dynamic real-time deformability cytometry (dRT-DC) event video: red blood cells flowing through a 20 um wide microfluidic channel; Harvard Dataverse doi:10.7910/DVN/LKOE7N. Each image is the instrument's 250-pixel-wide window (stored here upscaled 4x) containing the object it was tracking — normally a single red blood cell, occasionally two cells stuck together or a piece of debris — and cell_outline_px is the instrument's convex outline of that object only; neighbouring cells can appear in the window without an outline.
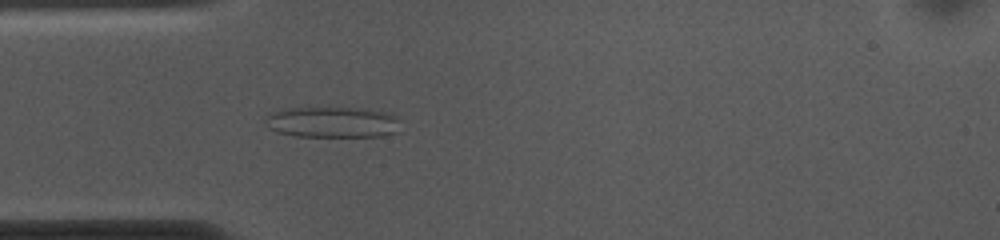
{"species": "common noctule bat (a hibernating species)", "species_latin": "Nyctalus noctula", "temperature_condition": "cold", "stored_images_in_passage": 52, "camera_frame_rate_fps": 3000, "um_per_image_px": 0.085, "animal": {"sex": "female", "body_mass_g": 10.0, "forearm_length_mm": 53.1}, "frame": {"image": 1, "passage_image": 13, "time_ms": 4.0, "image_size_px": [1000, 240], "cell_outline_px": [[400, 132], [384, 136], [296, 136], [276, 132], [268, 128], [264, 120], [264, 116], [272, 112], [292, 108], [364, 108], [392, 112], [396, 116]], "centroid_in_image_um": [28.29, 10.38], "position_along_channel_um": 56.7, "area_um2": 24.62}}
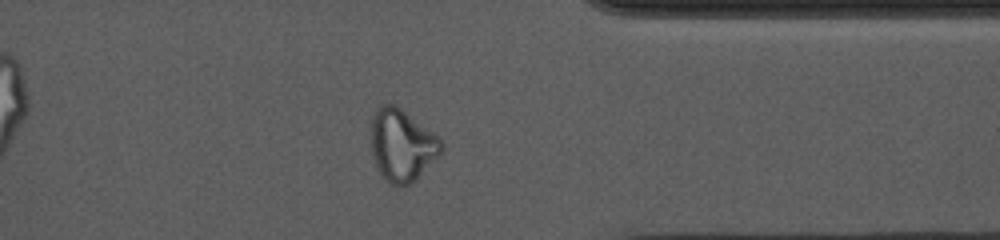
{"frame": {"image": 2, "passage_image": 40, "time_ms": 13.0, "image_size_px": [1000, 240], "cell_outline_px": [[444, 152], [416, 180], [408, 184], [392, 184], [380, 172], [376, 164], [372, 152], [368, 132], [372, 116], [376, 108], [380, 104], [392, 104], [400, 108], [440, 136], [444, 144]], "centroid_in_image_um": [34.18, 12.3], "position_along_channel_um": 377.2, "area_um2": 30.0}}
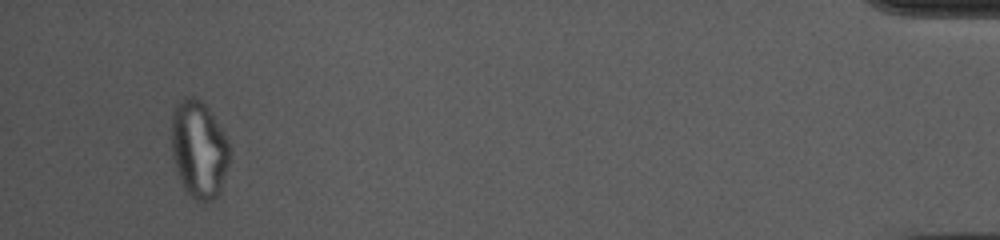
{"frame": {"image": 3, "passage_image": 49, "time_ms": 16.0, "image_size_px": [1000, 240], "cell_outline_px": [[232, 148], [228, 164], [220, 192], [212, 200], [196, 200], [184, 188], [176, 168], [172, 156], [172, 112], [180, 100], [188, 96], [192, 96], [200, 100], [208, 108], [224, 132]], "centroid_in_image_um": [16.93, 12.66], "position_along_channel_um": 418.3, "area_um2": 32.83}, "authors_computed_cell_mechanics": {"area_um2": 27.8018, "velocity_mm_per_s": 3.6877, "shape_relaxation_time_tau1_ms": null, "shape_relaxation_time_tau2_ms": 1.4633, "deformation_change_tau1": null, "deformation_change_tau2": 0.0723}}